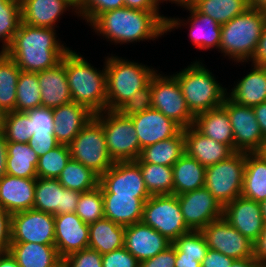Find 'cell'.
Instances as JSON below:
<instances>
[{"label":"cell","instance_id":"1","mask_svg":"<svg viewBox=\"0 0 266 267\" xmlns=\"http://www.w3.org/2000/svg\"><path fill=\"white\" fill-rule=\"evenodd\" d=\"M160 12H149L127 7L100 14L90 25L98 35L112 43H134L154 40L174 28L186 24L180 18L166 17ZM182 23V24H181Z\"/></svg>","mask_w":266,"mask_h":267},{"label":"cell","instance_id":"2","mask_svg":"<svg viewBox=\"0 0 266 267\" xmlns=\"http://www.w3.org/2000/svg\"><path fill=\"white\" fill-rule=\"evenodd\" d=\"M55 31L53 28L34 27L21 22L5 52L23 72L37 73L51 69L70 50L59 42Z\"/></svg>","mask_w":266,"mask_h":267},{"label":"cell","instance_id":"3","mask_svg":"<svg viewBox=\"0 0 266 267\" xmlns=\"http://www.w3.org/2000/svg\"><path fill=\"white\" fill-rule=\"evenodd\" d=\"M93 67L71 49L65 54V71L72 100L97 114L107 110L106 67L104 65L102 71Z\"/></svg>","mask_w":266,"mask_h":267},{"label":"cell","instance_id":"4","mask_svg":"<svg viewBox=\"0 0 266 267\" xmlns=\"http://www.w3.org/2000/svg\"><path fill=\"white\" fill-rule=\"evenodd\" d=\"M265 24L266 12L249 7L244 13L221 25L219 51L236 64L248 62L255 52Z\"/></svg>","mask_w":266,"mask_h":267},{"label":"cell","instance_id":"5","mask_svg":"<svg viewBox=\"0 0 266 267\" xmlns=\"http://www.w3.org/2000/svg\"><path fill=\"white\" fill-rule=\"evenodd\" d=\"M105 59L107 110H118L137 91L144 89L155 74L154 68L118 56Z\"/></svg>","mask_w":266,"mask_h":267},{"label":"cell","instance_id":"6","mask_svg":"<svg viewBox=\"0 0 266 267\" xmlns=\"http://www.w3.org/2000/svg\"><path fill=\"white\" fill-rule=\"evenodd\" d=\"M173 76L194 116L222 106L227 96V89L218 83L212 72L200 61H194Z\"/></svg>","mask_w":266,"mask_h":267},{"label":"cell","instance_id":"7","mask_svg":"<svg viewBox=\"0 0 266 267\" xmlns=\"http://www.w3.org/2000/svg\"><path fill=\"white\" fill-rule=\"evenodd\" d=\"M102 125L107 150L114 162L136 161L141 154L139 139L132 118L118 110H105L94 114Z\"/></svg>","mask_w":266,"mask_h":267},{"label":"cell","instance_id":"8","mask_svg":"<svg viewBox=\"0 0 266 267\" xmlns=\"http://www.w3.org/2000/svg\"><path fill=\"white\" fill-rule=\"evenodd\" d=\"M246 152H235L228 159L206 167L205 187L222 206L241 196Z\"/></svg>","mask_w":266,"mask_h":267},{"label":"cell","instance_id":"9","mask_svg":"<svg viewBox=\"0 0 266 267\" xmlns=\"http://www.w3.org/2000/svg\"><path fill=\"white\" fill-rule=\"evenodd\" d=\"M71 159L101 176L114 165L102 125L93 117L69 144Z\"/></svg>","mask_w":266,"mask_h":267},{"label":"cell","instance_id":"10","mask_svg":"<svg viewBox=\"0 0 266 267\" xmlns=\"http://www.w3.org/2000/svg\"><path fill=\"white\" fill-rule=\"evenodd\" d=\"M142 222L172 243L190 232L175 194L151 195L144 203Z\"/></svg>","mask_w":266,"mask_h":267},{"label":"cell","instance_id":"11","mask_svg":"<svg viewBox=\"0 0 266 267\" xmlns=\"http://www.w3.org/2000/svg\"><path fill=\"white\" fill-rule=\"evenodd\" d=\"M152 108L173 120L182 129L194 125L195 116L190 112L177 79L172 75L157 73L152 76Z\"/></svg>","mask_w":266,"mask_h":267},{"label":"cell","instance_id":"12","mask_svg":"<svg viewBox=\"0 0 266 267\" xmlns=\"http://www.w3.org/2000/svg\"><path fill=\"white\" fill-rule=\"evenodd\" d=\"M227 111L234 134V151L260 152L265 143L252 107L237 104L227 96L222 104Z\"/></svg>","mask_w":266,"mask_h":267},{"label":"cell","instance_id":"13","mask_svg":"<svg viewBox=\"0 0 266 267\" xmlns=\"http://www.w3.org/2000/svg\"><path fill=\"white\" fill-rule=\"evenodd\" d=\"M11 242L54 244V215L36 209L13 213L11 217Z\"/></svg>","mask_w":266,"mask_h":267},{"label":"cell","instance_id":"14","mask_svg":"<svg viewBox=\"0 0 266 267\" xmlns=\"http://www.w3.org/2000/svg\"><path fill=\"white\" fill-rule=\"evenodd\" d=\"M102 193L134 195L144 203L151 196L146 189L142 172L136 161H118L100 176Z\"/></svg>","mask_w":266,"mask_h":267},{"label":"cell","instance_id":"15","mask_svg":"<svg viewBox=\"0 0 266 267\" xmlns=\"http://www.w3.org/2000/svg\"><path fill=\"white\" fill-rule=\"evenodd\" d=\"M185 224L190 231H201L211 221L223 217V206L204 186L177 195Z\"/></svg>","mask_w":266,"mask_h":267},{"label":"cell","instance_id":"16","mask_svg":"<svg viewBox=\"0 0 266 267\" xmlns=\"http://www.w3.org/2000/svg\"><path fill=\"white\" fill-rule=\"evenodd\" d=\"M201 232L209 249L219 251L234 260L253 257V242L232 227L225 218L211 221Z\"/></svg>","mask_w":266,"mask_h":267},{"label":"cell","instance_id":"17","mask_svg":"<svg viewBox=\"0 0 266 267\" xmlns=\"http://www.w3.org/2000/svg\"><path fill=\"white\" fill-rule=\"evenodd\" d=\"M80 193L65 188L54 178H36L33 209L60 215L76 211Z\"/></svg>","mask_w":266,"mask_h":267},{"label":"cell","instance_id":"18","mask_svg":"<svg viewBox=\"0 0 266 267\" xmlns=\"http://www.w3.org/2000/svg\"><path fill=\"white\" fill-rule=\"evenodd\" d=\"M223 218L253 243L265 224L260 204L242 195L223 206Z\"/></svg>","mask_w":266,"mask_h":267},{"label":"cell","instance_id":"19","mask_svg":"<svg viewBox=\"0 0 266 267\" xmlns=\"http://www.w3.org/2000/svg\"><path fill=\"white\" fill-rule=\"evenodd\" d=\"M55 246L63 259L74 252L88 248L89 224L75 213L54 215Z\"/></svg>","mask_w":266,"mask_h":267},{"label":"cell","instance_id":"20","mask_svg":"<svg viewBox=\"0 0 266 267\" xmlns=\"http://www.w3.org/2000/svg\"><path fill=\"white\" fill-rule=\"evenodd\" d=\"M172 242L142 221L125 228L124 247L139 262L165 251Z\"/></svg>","mask_w":266,"mask_h":267},{"label":"cell","instance_id":"21","mask_svg":"<svg viewBox=\"0 0 266 267\" xmlns=\"http://www.w3.org/2000/svg\"><path fill=\"white\" fill-rule=\"evenodd\" d=\"M139 139L140 148L176 136L182 128L153 108L130 116Z\"/></svg>","mask_w":266,"mask_h":267},{"label":"cell","instance_id":"22","mask_svg":"<svg viewBox=\"0 0 266 267\" xmlns=\"http://www.w3.org/2000/svg\"><path fill=\"white\" fill-rule=\"evenodd\" d=\"M54 135L59 144L69 145L94 117L87 107L71 101L52 109Z\"/></svg>","mask_w":266,"mask_h":267},{"label":"cell","instance_id":"23","mask_svg":"<svg viewBox=\"0 0 266 267\" xmlns=\"http://www.w3.org/2000/svg\"><path fill=\"white\" fill-rule=\"evenodd\" d=\"M36 178L6 174L0 179V207L13 214L33 209Z\"/></svg>","mask_w":266,"mask_h":267},{"label":"cell","instance_id":"24","mask_svg":"<svg viewBox=\"0 0 266 267\" xmlns=\"http://www.w3.org/2000/svg\"><path fill=\"white\" fill-rule=\"evenodd\" d=\"M185 152L205 168L228 159L235 151L226 144L204 136L194 126L184 129Z\"/></svg>","mask_w":266,"mask_h":267},{"label":"cell","instance_id":"25","mask_svg":"<svg viewBox=\"0 0 266 267\" xmlns=\"http://www.w3.org/2000/svg\"><path fill=\"white\" fill-rule=\"evenodd\" d=\"M42 107L54 109L72 100L65 71V55L55 67L37 72Z\"/></svg>","mask_w":266,"mask_h":267},{"label":"cell","instance_id":"26","mask_svg":"<svg viewBox=\"0 0 266 267\" xmlns=\"http://www.w3.org/2000/svg\"><path fill=\"white\" fill-rule=\"evenodd\" d=\"M22 23L34 27L55 29L57 20L67 8L77 13L75 6L68 0H20ZM65 10V11H64Z\"/></svg>","mask_w":266,"mask_h":267},{"label":"cell","instance_id":"27","mask_svg":"<svg viewBox=\"0 0 266 267\" xmlns=\"http://www.w3.org/2000/svg\"><path fill=\"white\" fill-rule=\"evenodd\" d=\"M8 252L19 267H59L62 264L55 244L11 242Z\"/></svg>","mask_w":266,"mask_h":267},{"label":"cell","instance_id":"28","mask_svg":"<svg viewBox=\"0 0 266 267\" xmlns=\"http://www.w3.org/2000/svg\"><path fill=\"white\" fill-rule=\"evenodd\" d=\"M102 195L105 218L124 227L142 221L144 202L140 198L116 193Z\"/></svg>","mask_w":266,"mask_h":267},{"label":"cell","instance_id":"29","mask_svg":"<svg viewBox=\"0 0 266 267\" xmlns=\"http://www.w3.org/2000/svg\"><path fill=\"white\" fill-rule=\"evenodd\" d=\"M254 68L227 92V97L240 105L253 107L266 102V66Z\"/></svg>","mask_w":266,"mask_h":267},{"label":"cell","instance_id":"30","mask_svg":"<svg viewBox=\"0 0 266 267\" xmlns=\"http://www.w3.org/2000/svg\"><path fill=\"white\" fill-rule=\"evenodd\" d=\"M204 136L229 145L234 150V134L227 111L217 107L197 114L193 125Z\"/></svg>","mask_w":266,"mask_h":267},{"label":"cell","instance_id":"31","mask_svg":"<svg viewBox=\"0 0 266 267\" xmlns=\"http://www.w3.org/2000/svg\"><path fill=\"white\" fill-rule=\"evenodd\" d=\"M183 8L191 13L187 22H190L189 37L192 44L194 43L195 47L201 50L219 49L221 25L211 17L199 13L192 5Z\"/></svg>","mask_w":266,"mask_h":267},{"label":"cell","instance_id":"32","mask_svg":"<svg viewBox=\"0 0 266 267\" xmlns=\"http://www.w3.org/2000/svg\"><path fill=\"white\" fill-rule=\"evenodd\" d=\"M173 194L181 195L205 186V167L186 152L172 166Z\"/></svg>","mask_w":266,"mask_h":267},{"label":"cell","instance_id":"33","mask_svg":"<svg viewBox=\"0 0 266 267\" xmlns=\"http://www.w3.org/2000/svg\"><path fill=\"white\" fill-rule=\"evenodd\" d=\"M125 228L105 217L89 224L88 247L101 255L123 247Z\"/></svg>","mask_w":266,"mask_h":267},{"label":"cell","instance_id":"34","mask_svg":"<svg viewBox=\"0 0 266 267\" xmlns=\"http://www.w3.org/2000/svg\"><path fill=\"white\" fill-rule=\"evenodd\" d=\"M241 195L258 203L266 199V158L260 152L246 153Z\"/></svg>","mask_w":266,"mask_h":267},{"label":"cell","instance_id":"35","mask_svg":"<svg viewBox=\"0 0 266 267\" xmlns=\"http://www.w3.org/2000/svg\"><path fill=\"white\" fill-rule=\"evenodd\" d=\"M184 153L185 137L182 129L174 137L144 147L136 162L173 166Z\"/></svg>","mask_w":266,"mask_h":267},{"label":"cell","instance_id":"36","mask_svg":"<svg viewBox=\"0 0 266 267\" xmlns=\"http://www.w3.org/2000/svg\"><path fill=\"white\" fill-rule=\"evenodd\" d=\"M39 156L28 143H7V174L14 177L37 178Z\"/></svg>","mask_w":266,"mask_h":267},{"label":"cell","instance_id":"37","mask_svg":"<svg viewBox=\"0 0 266 267\" xmlns=\"http://www.w3.org/2000/svg\"><path fill=\"white\" fill-rule=\"evenodd\" d=\"M20 72L16 62L5 52L0 57V109L5 113L15 111Z\"/></svg>","mask_w":266,"mask_h":267},{"label":"cell","instance_id":"38","mask_svg":"<svg viewBox=\"0 0 266 267\" xmlns=\"http://www.w3.org/2000/svg\"><path fill=\"white\" fill-rule=\"evenodd\" d=\"M57 179L65 188L83 193L97 188L100 176L82 163L70 159Z\"/></svg>","mask_w":266,"mask_h":267},{"label":"cell","instance_id":"39","mask_svg":"<svg viewBox=\"0 0 266 267\" xmlns=\"http://www.w3.org/2000/svg\"><path fill=\"white\" fill-rule=\"evenodd\" d=\"M191 5L220 25L226 24L249 8L248 0H195Z\"/></svg>","mask_w":266,"mask_h":267},{"label":"cell","instance_id":"40","mask_svg":"<svg viewBox=\"0 0 266 267\" xmlns=\"http://www.w3.org/2000/svg\"><path fill=\"white\" fill-rule=\"evenodd\" d=\"M150 195L173 194V169L153 163H138Z\"/></svg>","mask_w":266,"mask_h":267},{"label":"cell","instance_id":"41","mask_svg":"<svg viewBox=\"0 0 266 267\" xmlns=\"http://www.w3.org/2000/svg\"><path fill=\"white\" fill-rule=\"evenodd\" d=\"M39 107H42V101L37 73L21 71L17 83L15 111L26 112Z\"/></svg>","mask_w":266,"mask_h":267},{"label":"cell","instance_id":"42","mask_svg":"<svg viewBox=\"0 0 266 267\" xmlns=\"http://www.w3.org/2000/svg\"><path fill=\"white\" fill-rule=\"evenodd\" d=\"M21 18L20 0H0V41L2 50L6 51L18 31Z\"/></svg>","mask_w":266,"mask_h":267},{"label":"cell","instance_id":"43","mask_svg":"<svg viewBox=\"0 0 266 267\" xmlns=\"http://www.w3.org/2000/svg\"><path fill=\"white\" fill-rule=\"evenodd\" d=\"M70 159L69 145L59 144L39 157L36 167L37 177L57 179Z\"/></svg>","mask_w":266,"mask_h":267},{"label":"cell","instance_id":"44","mask_svg":"<svg viewBox=\"0 0 266 267\" xmlns=\"http://www.w3.org/2000/svg\"><path fill=\"white\" fill-rule=\"evenodd\" d=\"M32 132V120L26 112L6 113L4 135L8 142L28 143Z\"/></svg>","mask_w":266,"mask_h":267},{"label":"cell","instance_id":"45","mask_svg":"<svg viewBox=\"0 0 266 267\" xmlns=\"http://www.w3.org/2000/svg\"><path fill=\"white\" fill-rule=\"evenodd\" d=\"M103 207V195L98 186L91 191L80 193L75 213L84 223L91 224L105 217Z\"/></svg>","mask_w":266,"mask_h":267},{"label":"cell","instance_id":"46","mask_svg":"<svg viewBox=\"0 0 266 267\" xmlns=\"http://www.w3.org/2000/svg\"><path fill=\"white\" fill-rule=\"evenodd\" d=\"M173 244L182 252V257L197 258L199 262H202L209 249L201 231L181 235Z\"/></svg>","mask_w":266,"mask_h":267},{"label":"cell","instance_id":"47","mask_svg":"<svg viewBox=\"0 0 266 267\" xmlns=\"http://www.w3.org/2000/svg\"><path fill=\"white\" fill-rule=\"evenodd\" d=\"M121 7H124V0H82L77 14L91 24L100 14Z\"/></svg>","mask_w":266,"mask_h":267},{"label":"cell","instance_id":"48","mask_svg":"<svg viewBox=\"0 0 266 267\" xmlns=\"http://www.w3.org/2000/svg\"><path fill=\"white\" fill-rule=\"evenodd\" d=\"M152 108V90L149 84L142 90L137 91L118 111L124 116H132Z\"/></svg>","mask_w":266,"mask_h":267},{"label":"cell","instance_id":"49","mask_svg":"<svg viewBox=\"0 0 266 267\" xmlns=\"http://www.w3.org/2000/svg\"><path fill=\"white\" fill-rule=\"evenodd\" d=\"M64 267H102V255L91 248H85L62 259Z\"/></svg>","mask_w":266,"mask_h":267},{"label":"cell","instance_id":"50","mask_svg":"<svg viewBox=\"0 0 266 267\" xmlns=\"http://www.w3.org/2000/svg\"><path fill=\"white\" fill-rule=\"evenodd\" d=\"M32 120L34 134L54 133V117L52 109L39 107L26 111Z\"/></svg>","mask_w":266,"mask_h":267},{"label":"cell","instance_id":"51","mask_svg":"<svg viewBox=\"0 0 266 267\" xmlns=\"http://www.w3.org/2000/svg\"><path fill=\"white\" fill-rule=\"evenodd\" d=\"M102 267H140V262L123 246L102 255Z\"/></svg>","mask_w":266,"mask_h":267},{"label":"cell","instance_id":"52","mask_svg":"<svg viewBox=\"0 0 266 267\" xmlns=\"http://www.w3.org/2000/svg\"><path fill=\"white\" fill-rule=\"evenodd\" d=\"M28 144L39 157L59 145L54 133L33 134Z\"/></svg>","mask_w":266,"mask_h":267},{"label":"cell","instance_id":"53","mask_svg":"<svg viewBox=\"0 0 266 267\" xmlns=\"http://www.w3.org/2000/svg\"><path fill=\"white\" fill-rule=\"evenodd\" d=\"M175 259L176 246L172 243L165 251L140 262V267H174Z\"/></svg>","mask_w":266,"mask_h":267},{"label":"cell","instance_id":"54","mask_svg":"<svg viewBox=\"0 0 266 267\" xmlns=\"http://www.w3.org/2000/svg\"><path fill=\"white\" fill-rule=\"evenodd\" d=\"M12 214L0 207V254L7 253L11 244Z\"/></svg>","mask_w":266,"mask_h":267},{"label":"cell","instance_id":"55","mask_svg":"<svg viewBox=\"0 0 266 267\" xmlns=\"http://www.w3.org/2000/svg\"><path fill=\"white\" fill-rule=\"evenodd\" d=\"M234 259L227 257L219 251L208 249L201 262V267H230Z\"/></svg>","mask_w":266,"mask_h":267},{"label":"cell","instance_id":"56","mask_svg":"<svg viewBox=\"0 0 266 267\" xmlns=\"http://www.w3.org/2000/svg\"><path fill=\"white\" fill-rule=\"evenodd\" d=\"M253 65L266 66V24L251 59Z\"/></svg>","mask_w":266,"mask_h":267},{"label":"cell","instance_id":"57","mask_svg":"<svg viewBox=\"0 0 266 267\" xmlns=\"http://www.w3.org/2000/svg\"><path fill=\"white\" fill-rule=\"evenodd\" d=\"M253 257L259 264H266V224L261 235L253 244Z\"/></svg>","mask_w":266,"mask_h":267},{"label":"cell","instance_id":"58","mask_svg":"<svg viewBox=\"0 0 266 267\" xmlns=\"http://www.w3.org/2000/svg\"><path fill=\"white\" fill-rule=\"evenodd\" d=\"M124 6L149 12H159V6L153 0H124Z\"/></svg>","mask_w":266,"mask_h":267},{"label":"cell","instance_id":"59","mask_svg":"<svg viewBox=\"0 0 266 267\" xmlns=\"http://www.w3.org/2000/svg\"><path fill=\"white\" fill-rule=\"evenodd\" d=\"M256 120L261 128L264 139L266 140V102L253 106Z\"/></svg>","mask_w":266,"mask_h":267},{"label":"cell","instance_id":"60","mask_svg":"<svg viewBox=\"0 0 266 267\" xmlns=\"http://www.w3.org/2000/svg\"><path fill=\"white\" fill-rule=\"evenodd\" d=\"M7 143L4 133L0 134V179L7 174Z\"/></svg>","mask_w":266,"mask_h":267},{"label":"cell","instance_id":"61","mask_svg":"<svg viewBox=\"0 0 266 267\" xmlns=\"http://www.w3.org/2000/svg\"><path fill=\"white\" fill-rule=\"evenodd\" d=\"M174 267H201L197 258L182 257V252L176 247V259Z\"/></svg>","mask_w":266,"mask_h":267},{"label":"cell","instance_id":"62","mask_svg":"<svg viewBox=\"0 0 266 267\" xmlns=\"http://www.w3.org/2000/svg\"><path fill=\"white\" fill-rule=\"evenodd\" d=\"M259 264L254 257L234 260L230 267H259Z\"/></svg>","mask_w":266,"mask_h":267},{"label":"cell","instance_id":"63","mask_svg":"<svg viewBox=\"0 0 266 267\" xmlns=\"http://www.w3.org/2000/svg\"><path fill=\"white\" fill-rule=\"evenodd\" d=\"M0 267H19L9 252L0 254Z\"/></svg>","mask_w":266,"mask_h":267},{"label":"cell","instance_id":"64","mask_svg":"<svg viewBox=\"0 0 266 267\" xmlns=\"http://www.w3.org/2000/svg\"><path fill=\"white\" fill-rule=\"evenodd\" d=\"M249 7L266 12V0H248Z\"/></svg>","mask_w":266,"mask_h":267},{"label":"cell","instance_id":"65","mask_svg":"<svg viewBox=\"0 0 266 267\" xmlns=\"http://www.w3.org/2000/svg\"><path fill=\"white\" fill-rule=\"evenodd\" d=\"M194 1L195 0H170L171 3L173 2L175 4H178V6L180 5L181 7L191 5Z\"/></svg>","mask_w":266,"mask_h":267},{"label":"cell","instance_id":"66","mask_svg":"<svg viewBox=\"0 0 266 267\" xmlns=\"http://www.w3.org/2000/svg\"><path fill=\"white\" fill-rule=\"evenodd\" d=\"M5 116L6 113L0 109V134L4 133Z\"/></svg>","mask_w":266,"mask_h":267},{"label":"cell","instance_id":"67","mask_svg":"<svg viewBox=\"0 0 266 267\" xmlns=\"http://www.w3.org/2000/svg\"><path fill=\"white\" fill-rule=\"evenodd\" d=\"M261 208V214L263 217V221L266 224V199L259 203Z\"/></svg>","mask_w":266,"mask_h":267},{"label":"cell","instance_id":"68","mask_svg":"<svg viewBox=\"0 0 266 267\" xmlns=\"http://www.w3.org/2000/svg\"><path fill=\"white\" fill-rule=\"evenodd\" d=\"M68 1H70L75 6L76 9L79 7L80 3L82 2V0H68Z\"/></svg>","mask_w":266,"mask_h":267},{"label":"cell","instance_id":"69","mask_svg":"<svg viewBox=\"0 0 266 267\" xmlns=\"http://www.w3.org/2000/svg\"><path fill=\"white\" fill-rule=\"evenodd\" d=\"M260 153L266 158V141L262 147V150L260 151Z\"/></svg>","mask_w":266,"mask_h":267},{"label":"cell","instance_id":"70","mask_svg":"<svg viewBox=\"0 0 266 267\" xmlns=\"http://www.w3.org/2000/svg\"><path fill=\"white\" fill-rule=\"evenodd\" d=\"M158 6L160 5V3L164 2V1H170V0H153Z\"/></svg>","mask_w":266,"mask_h":267},{"label":"cell","instance_id":"71","mask_svg":"<svg viewBox=\"0 0 266 267\" xmlns=\"http://www.w3.org/2000/svg\"><path fill=\"white\" fill-rule=\"evenodd\" d=\"M4 53H5V51H4V50H1V51H0V57H1Z\"/></svg>","mask_w":266,"mask_h":267},{"label":"cell","instance_id":"72","mask_svg":"<svg viewBox=\"0 0 266 267\" xmlns=\"http://www.w3.org/2000/svg\"><path fill=\"white\" fill-rule=\"evenodd\" d=\"M259 267H266V264H261Z\"/></svg>","mask_w":266,"mask_h":267}]
</instances>
